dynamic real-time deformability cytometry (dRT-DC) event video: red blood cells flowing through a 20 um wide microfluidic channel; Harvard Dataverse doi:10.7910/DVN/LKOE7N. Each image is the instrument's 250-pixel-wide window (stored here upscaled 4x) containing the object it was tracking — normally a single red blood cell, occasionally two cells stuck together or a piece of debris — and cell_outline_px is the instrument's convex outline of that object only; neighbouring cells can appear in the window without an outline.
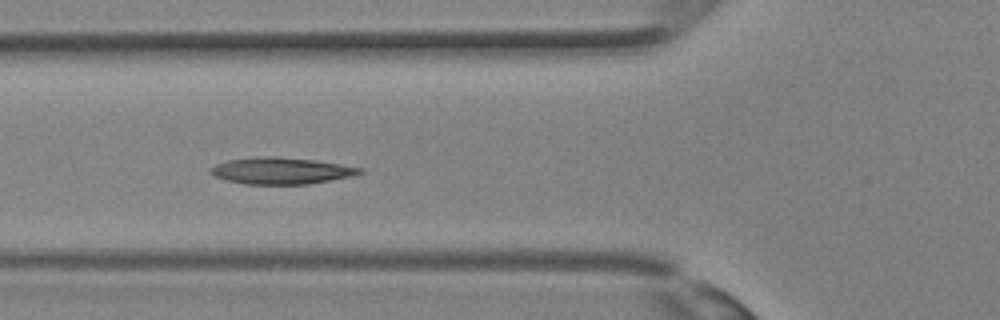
{"species": "Egyptian fruit bat (a non-hibernating species)", "species_latin": "Rousettus aegyptiacus", "temperature_condition": "room temperature", "stored_images_in_passage": 32, "camera_frame_rate_fps": 3000, "um_per_image_px": 0.085, "animal": {"sex": "female"}, "frame": {"image": 1, "passage_image": 9, "time_ms": 2.667, "image_size_px": [1000, 320], "cell_outline_px": [[364, 172], [348, 176], [308, 184], [244, 184], [228, 180], [216, 176], [212, 172], [212, 168], [216, 164], [228, 160], [256, 156], [276, 156], [316, 160], [364, 168]], "centroid_in_image_um": [23.92, 14.5], "position_along_channel_um": 101.9, "area_um2": 22.83}}
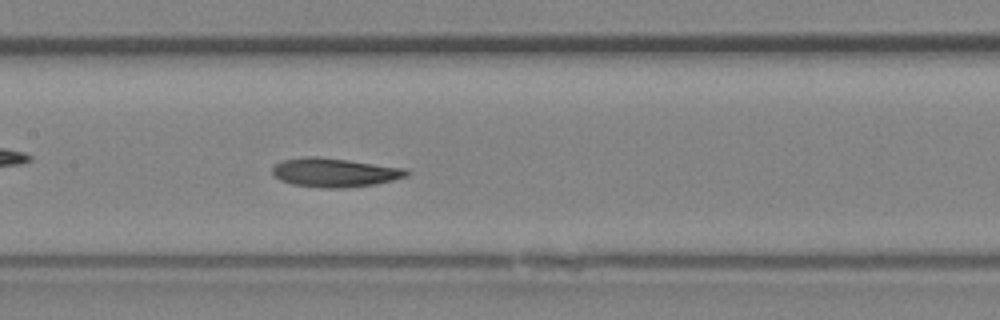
{"frame": {"image": 2, "passage_image": 13, "time_ms": 4.0, "image_size_px": [1000, 320], "cell_outline_px": [[412, 172], [408, 176], [392, 180], [372, 184], [344, 188], [320, 188], [292, 184], [280, 180], [272, 176], [272, 168], [276, 164], [284, 160], [304, 156], [320, 156], [408, 168]], "centroid_in_image_um": [28.45, 14.65], "position_along_channel_um": 178.9, "area_um2": 22.89}}
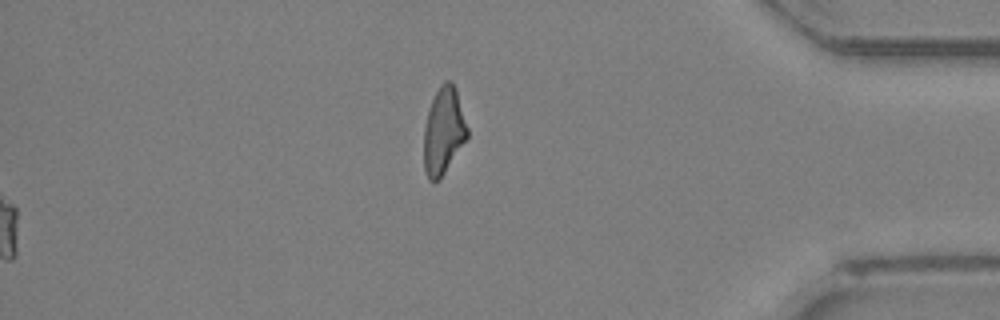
{"frame": {"image": 3, "passage_image": 32, "time_ms": 10.333, "image_size_px": [1000, 320], "cell_outline_px": [[468, 136], [440, 180], [428, 180], [424, 172], [424, 124], [428, 108], [440, 84], [444, 80], [452, 80], [456, 88], [468, 128]], "centroid_in_image_um": [37.69, 11.11], "position_along_channel_um": 397.5, "area_um2": 22.2}}